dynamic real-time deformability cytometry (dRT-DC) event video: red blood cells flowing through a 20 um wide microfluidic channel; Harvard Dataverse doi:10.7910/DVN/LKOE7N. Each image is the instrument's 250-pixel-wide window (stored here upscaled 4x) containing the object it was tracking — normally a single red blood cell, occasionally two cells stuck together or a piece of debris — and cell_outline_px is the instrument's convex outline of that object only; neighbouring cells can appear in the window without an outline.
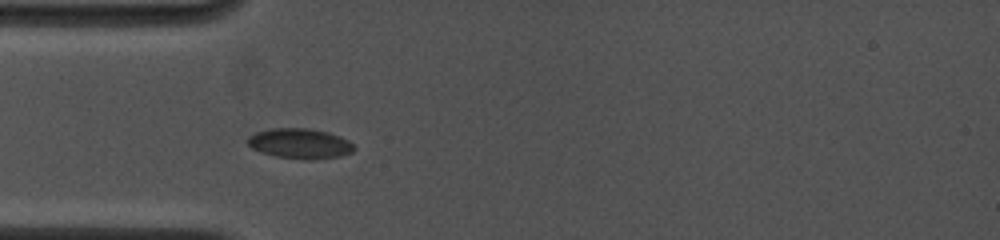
{"species": "common noctule bat (a hibernating species)", "species_latin": "Nyctalus noctula", "temperature_condition": "cold", "stored_images_in_passage": 49, "camera_frame_rate_fps": 4500, "um_per_image_px": 0.085, "animal": {"sex": "female", "body_mass_g": 19.0, "forearm_length_mm": 53.3}, "frame": {"image": 1, "passage_image": 8, "time_ms": 1.778, "image_size_px": [1000, 240], "cell_outline_px": [[356, 148], [352, 152], [340, 156], [276, 156], [252, 148], [248, 144], [248, 136], [256, 132], [272, 128], [308, 128], [328, 132], [340, 136], [348, 140]], "centroid_in_image_um": [25.48, 12.13], "position_along_channel_um": 59.5, "area_um2": 17.63}}
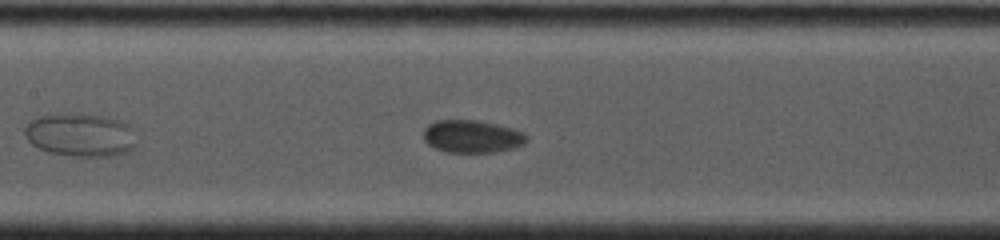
{"frame": {"image": 2, "passage_image": 20, "time_ms": 4.667, "image_size_px": [1000, 240], "cell_outline_px": [[528, 140], [524, 144], [512, 148], [492, 152], [448, 152], [436, 148], [428, 144], [424, 140], [424, 128], [428, 124], [436, 120], [476, 120], [496, 124], [512, 128], [524, 132], [528, 136]], "centroid_in_image_um": [40.13, 11.59], "position_along_channel_um": 167.3, "area_um2": 19.59}}
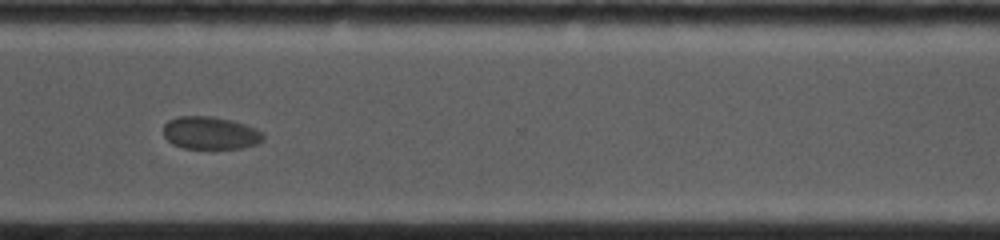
{"frame": {"image": 3, "passage_image": 40, "time_ms": 9.556, "image_size_px": [1000, 240], "cell_outline_px": [[264, 140], [256, 144], [240, 148], [184, 148], [172, 144], [164, 136], [164, 124], [168, 120], [176, 116], [208, 116], [232, 120], [256, 128], [264, 132]], "centroid_in_image_um": [17.89, 11.29], "position_along_channel_um": 352.7, "area_um2": 19.07}, "authors_computed_cell_mechanics": {"area_um2": 19.5364, "velocity_mm_per_s": 3.7905, "shape_relaxation_time_tau1_ms": 3.9658, "shape_relaxation_time_tau2_ms": null, "deformation_change_tau1": 0.0718, "deformation_change_tau2": null}}